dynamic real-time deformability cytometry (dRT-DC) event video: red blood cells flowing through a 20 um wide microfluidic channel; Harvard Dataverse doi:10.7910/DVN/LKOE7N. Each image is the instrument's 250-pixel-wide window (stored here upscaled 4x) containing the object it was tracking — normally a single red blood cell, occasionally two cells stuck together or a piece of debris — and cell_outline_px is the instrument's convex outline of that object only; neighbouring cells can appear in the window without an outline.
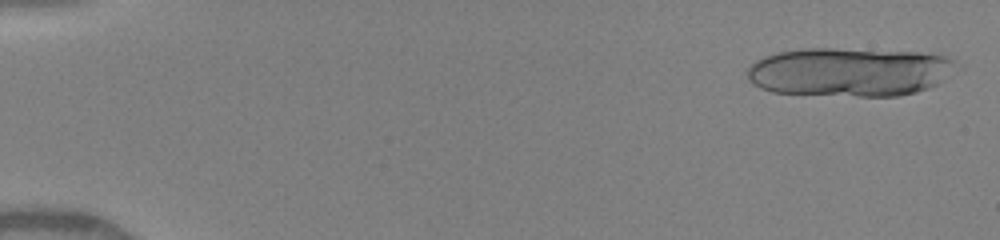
{"species": "human", "species_latin": "Homo sapiens", "temperature_condition": "warm", "stored_images_in_passage": 28, "camera_frame_rate_fps": 3000, "um_per_image_px": 0.085, "donor": {"sex": "female"}, "frame": {"image": 1, "passage_image": 1, "time_ms": 0.0, "image_size_px": [1000, 240], "cell_outline_px": [[956, 64], [936, 84], [928, 88], [916, 92], [900, 96], [860, 96], [772, 92], [760, 88], [752, 84], [748, 80], [748, 68], [756, 60], [764, 56], [776, 52], [800, 48], [832, 48], [916, 52], [944, 56], [952, 60]], "centroid_in_image_um": [72.11, 6.11], "position_along_channel_um": 12.9, "area_um2": 59.07}}